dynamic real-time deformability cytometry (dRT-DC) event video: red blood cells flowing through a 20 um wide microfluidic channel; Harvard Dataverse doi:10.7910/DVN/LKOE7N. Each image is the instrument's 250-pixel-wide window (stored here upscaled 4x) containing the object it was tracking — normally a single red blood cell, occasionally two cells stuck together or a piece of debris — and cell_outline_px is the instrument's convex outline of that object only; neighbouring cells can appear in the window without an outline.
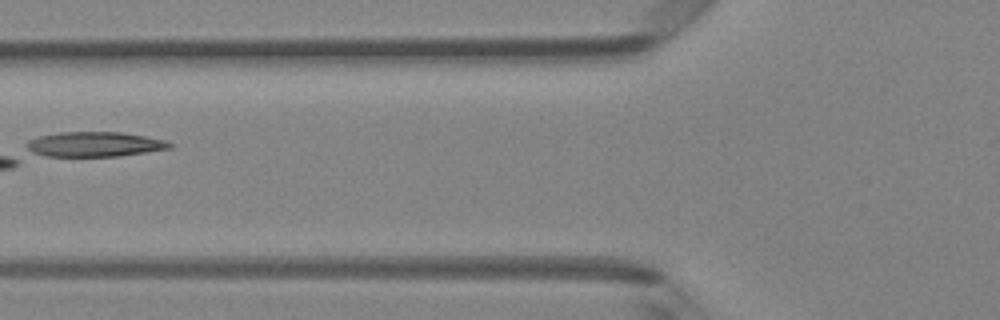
{"species": "Egyptian fruit bat (a non-hibernating species)", "species_latin": "Rousettus aegyptiacus", "temperature_condition": "room temperature", "stored_images_in_passage": 3, "camera_frame_rate_fps": 3000, "um_per_image_px": 0.085, "animal": {"sex": "female"}, "frame": {"image": 1, "passage_image": 3, "time_ms": 0.667, "image_size_px": [1000, 320], "cell_outline_px": [[172, 148], [120, 156], [44, 156], [24, 152], [24, 144], [28, 140], [40, 136], [60, 132], [120, 132], [144, 136], [164, 140], [172, 144]], "centroid_in_image_um": [7.93, 12.27], "position_along_channel_um": 117.9, "area_um2": 20.98}}